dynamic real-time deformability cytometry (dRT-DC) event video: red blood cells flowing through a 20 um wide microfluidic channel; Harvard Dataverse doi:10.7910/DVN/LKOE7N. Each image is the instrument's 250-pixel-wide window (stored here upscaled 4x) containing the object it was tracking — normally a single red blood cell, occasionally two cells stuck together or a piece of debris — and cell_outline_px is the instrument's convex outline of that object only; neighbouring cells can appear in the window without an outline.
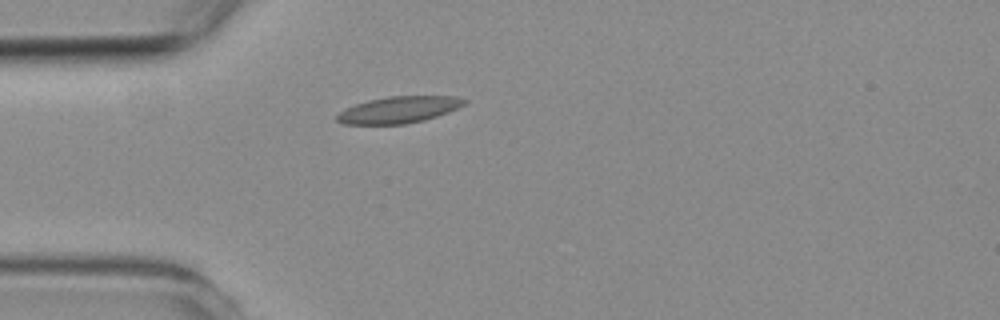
{"species": "common noctule bat (a hibernating species)", "species_latin": "Nyctalus noctula", "temperature_condition": "room temperature", "stored_images_in_passage": 3, "camera_frame_rate_fps": 3000, "um_per_image_px": 0.085, "animal": {"sex": "female", "body_mass_g": 19.3, "forearm_length_mm": 54.1}, "frame": {"image": 1, "passage_image": 3, "time_ms": 2.333, "image_size_px": [1000, 320], "cell_outline_px": [[468, 100], [464, 104], [448, 112], [424, 120], [404, 124], [344, 124], [336, 120], [336, 116], [344, 108], [368, 100], [388, 96], [456, 96]], "centroid_in_image_um": [33.88, 9.32], "position_along_channel_um": 51.1, "area_um2": 19.65}}